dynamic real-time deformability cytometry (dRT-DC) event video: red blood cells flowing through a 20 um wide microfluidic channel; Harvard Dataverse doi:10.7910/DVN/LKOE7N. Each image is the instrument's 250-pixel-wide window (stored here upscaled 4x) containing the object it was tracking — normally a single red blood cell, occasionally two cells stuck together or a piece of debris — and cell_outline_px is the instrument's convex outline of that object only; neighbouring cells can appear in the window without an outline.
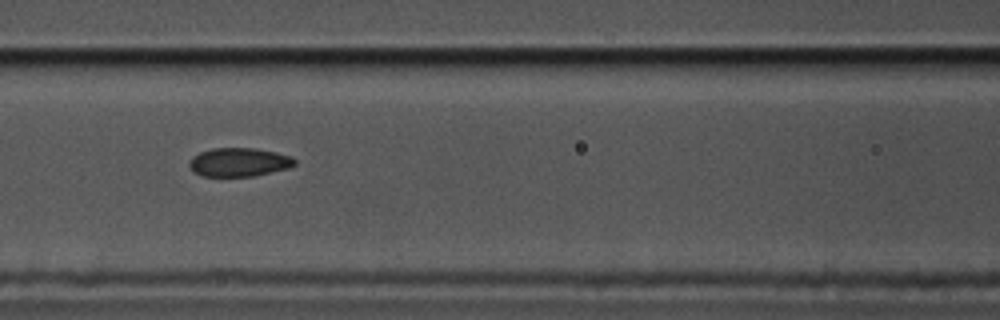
{"species": "common noctule bat (a hibernating species)", "species_latin": "Nyctalus noctula", "temperature_condition": "cold", "stored_images_in_passage": 10, "camera_frame_rate_fps": 3000, "um_per_image_px": 0.085, "animal": {"sex": "male", "body_mass_g": 17.5, "forearm_length_mm": 52.3}, "frame": {"image": 1, "passage_image": 7, "time_ms": 2.0, "image_size_px": [1000, 320], "cell_outline_px": [[296, 164], [288, 168], [252, 176], [200, 176], [188, 164], [192, 156], [200, 152], [212, 148], [256, 148], [276, 152], [292, 156], [296, 160]], "centroid_in_image_um": [20.33, 13.77], "position_along_channel_um": 146.3, "area_um2": 17.57}}